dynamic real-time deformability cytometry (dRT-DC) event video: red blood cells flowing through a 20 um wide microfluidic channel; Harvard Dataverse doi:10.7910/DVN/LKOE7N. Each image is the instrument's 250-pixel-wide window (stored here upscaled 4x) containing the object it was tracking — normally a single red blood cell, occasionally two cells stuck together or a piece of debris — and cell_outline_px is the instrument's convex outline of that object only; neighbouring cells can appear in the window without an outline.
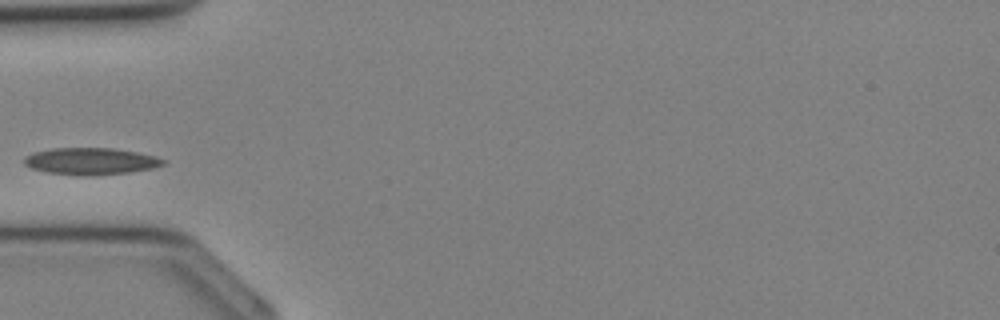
{"species": "Egyptian fruit bat (a non-hibernating species)", "species_latin": "Rousettus aegyptiacus", "temperature_condition": "cold", "stored_images_in_passage": 25, "camera_frame_rate_fps": 3000, "um_per_image_px": 0.085, "animal": {"sex": "female"}, "frame": {"image": 1, "passage_image": 1, "time_ms": 0.0, "image_size_px": [1000, 320], "cell_outline_px": [[168, 160], [164, 164], [152, 168], [128, 172], [48, 172], [32, 168], [24, 164], [24, 156], [36, 152], [52, 148], [112, 148], [136, 152], [156, 156]], "centroid_in_image_um": [7.75, 13.64], "position_along_channel_um": 77.2, "area_um2": 20.4}}
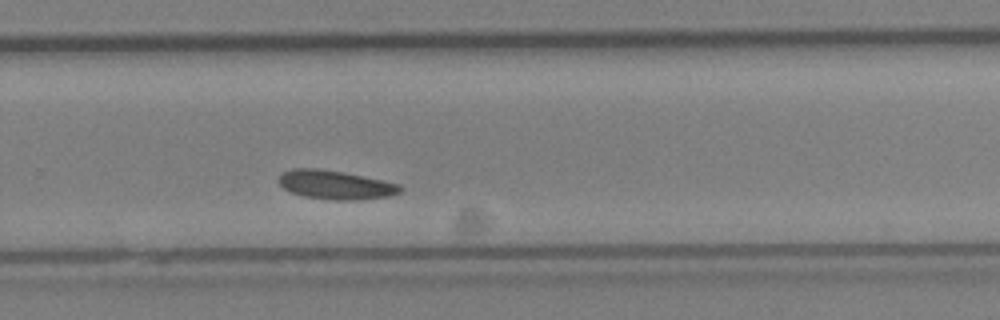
{"frame": {"image": 2, "passage_image": 13, "time_ms": 4.0, "image_size_px": [1000, 320], "cell_outline_px": [[404, 188], [400, 192], [392, 196], [360, 200], [332, 200], [304, 196], [292, 192], [284, 188], [280, 184], [280, 176], [284, 172], [292, 168], [320, 168], [344, 172], [384, 180], [400, 184]], "centroid_in_image_um": [28.59, 15.71], "position_along_channel_um": 301.2, "area_um2": 20.58}}
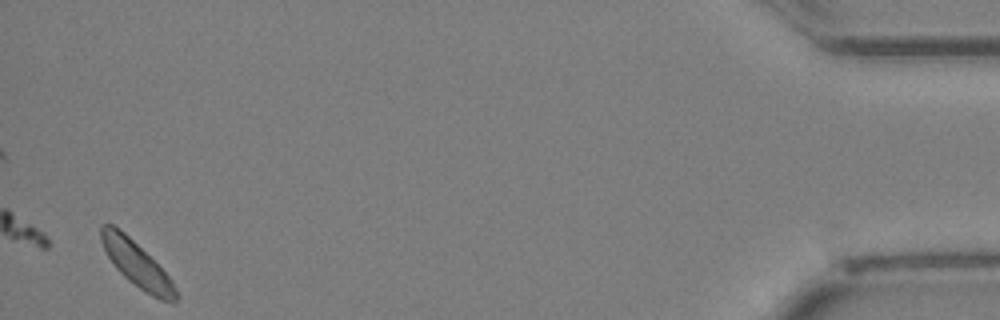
{"frame": {"image": 3, "passage_image": 24, "time_ms": 7.667, "image_size_px": [1000, 320], "cell_outline_px": [[180, 296], [172, 304], [160, 300], [144, 292], [128, 280], [116, 268], [108, 256], [100, 240], [100, 224], [112, 224], [120, 228], [172, 280]], "centroid_in_image_um": [11.63, 22.49], "position_along_channel_um": 423.6, "area_um2": 19.48}}